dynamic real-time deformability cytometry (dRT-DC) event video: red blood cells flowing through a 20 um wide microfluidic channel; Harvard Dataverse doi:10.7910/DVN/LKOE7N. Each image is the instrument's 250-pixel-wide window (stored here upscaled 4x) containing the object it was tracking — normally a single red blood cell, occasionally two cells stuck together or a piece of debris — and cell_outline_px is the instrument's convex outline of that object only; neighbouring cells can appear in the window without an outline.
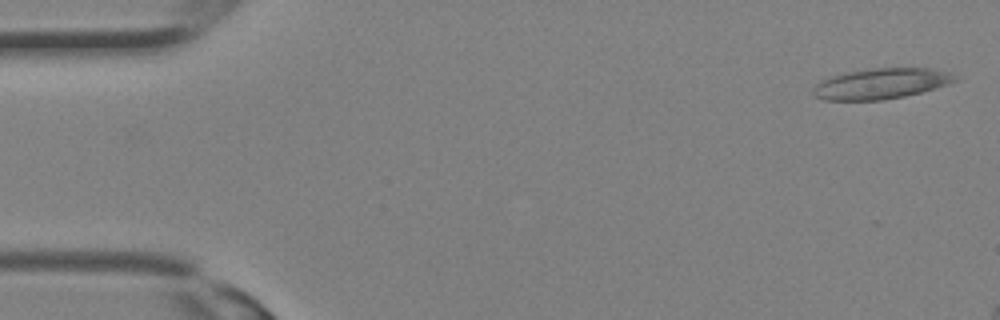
{"species": "Egyptian fruit bat (a non-hibernating species)", "species_latin": "Rousettus aegyptiacus", "temperature_condition": "room temperature", "stored_images_in_passage": 7, "camera_frame_rate_fps": 3000, "um_per_image_px": 0.085, "animal": {"sex": "female"}, "frame": {"image": 1, "passage_image": 1, "time_ms": 0.0, "image_size_px": [1000, 320], "cell_outline_px": [[960, 80], [936, 88], [904, 96], [884, 100], [824, 100], [812, 96], [812, 88], [820, 80], [844, 72], [872, 68], [932, 68], [948, 72], [960, 76]], "centroid_in_image_um": [74.89, 7.1], "position_along_channel_um": 10.1, "area_um2": 25.66}}